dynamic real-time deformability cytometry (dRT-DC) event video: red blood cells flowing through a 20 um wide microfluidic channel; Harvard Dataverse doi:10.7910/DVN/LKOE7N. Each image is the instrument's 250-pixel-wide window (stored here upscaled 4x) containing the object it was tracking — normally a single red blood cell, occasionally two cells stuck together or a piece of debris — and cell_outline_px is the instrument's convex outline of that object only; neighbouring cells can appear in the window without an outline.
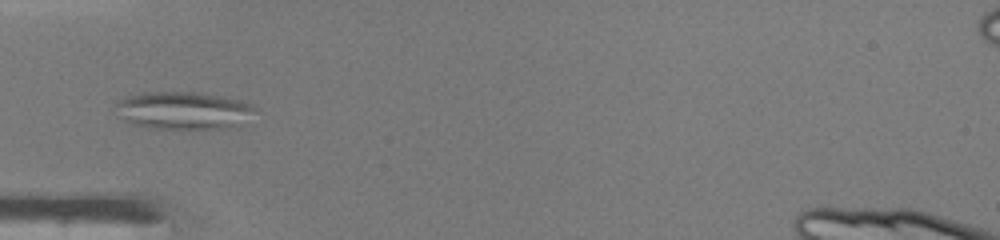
{"species": "common noctule bat (a hibernating species)", "species_latin": "Nyctalus noctula", "temperature_condition": "warm", "stored_images_in_passage": 32, "camera_frame_rate_fps": 3000, "um_per_image_px": 0.085, "animal": {"sex": "male", "body_mass_g": 19.0, "forearm_length_mm": 50.8}, "frame": {"image": 1, "passage_image": 5, "time_ms": 1.333, "image_size_px": [1000, 240], "cell_outline_px": [[256, 108], [252, 124], [240, 128], [148, 128], [132, 124], [116, 116], [112, 112], [112, 108], [116, 100], [124, 96], [140, 92], [196, 92], [220, 96], [240, 100], [252, 104]], "centroid_in_image_um": [15.6, 9.4], "position_along_channel_um": 69.4, "area_um2": 31.96}}
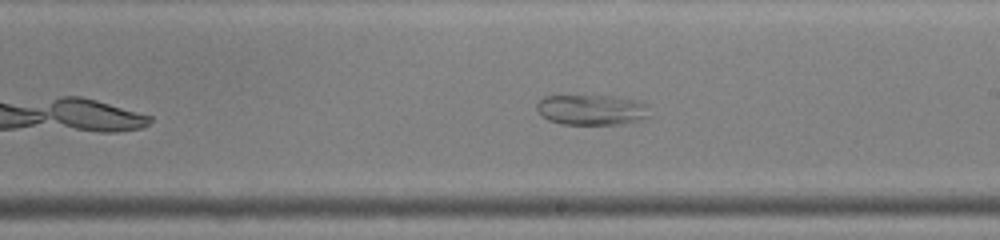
{"frame": {"image": 2, "passage_image": 17, "time_ms": 5.333, "image_size_px": [1000, 240], "cell_outline_px": [[652, 116], [640, 120], [620, 124], [560, 124], [548, 120], [536, 108], [536, 104], [544, 96], [608, 96], [640, 100], [644, 104]], "centroid_in_image_um": [50.31, 9.34], "position_along_channel_um": 238.7, "area_um2": 19.94}}
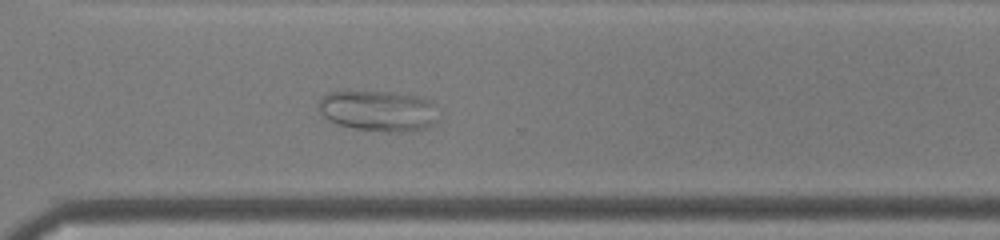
{"frame": {"image": 3, "passage_image": 24, "time_ms": 7.667, "image_size_px": [1000, 240], "cell_outline_px": [[436, 120], [432, 124], [424, 128], [404, 132], [388, 132], [352, 128], [328, 120], [320, 112], [320, 96], [328, 92], [384, 92], [416, 96], [432, 100], [436, 104]], "centroid_in_image_um": [32.17, 9.43], "position_along_channel_um": 338.4, "area_um2": 28.21}}